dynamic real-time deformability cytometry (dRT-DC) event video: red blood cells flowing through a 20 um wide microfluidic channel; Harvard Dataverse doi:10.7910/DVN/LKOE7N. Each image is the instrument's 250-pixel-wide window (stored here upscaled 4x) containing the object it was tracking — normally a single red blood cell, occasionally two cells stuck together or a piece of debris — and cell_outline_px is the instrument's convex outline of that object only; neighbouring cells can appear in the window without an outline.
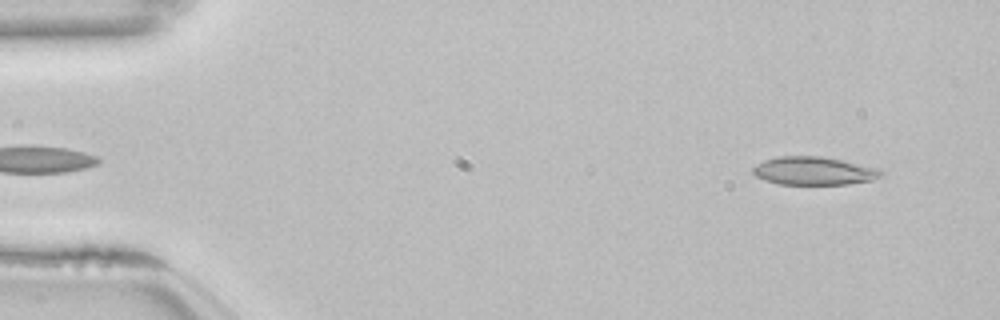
{"species": "common noctule bat (a hibernating species)", "species_latin": "Nyctalus noctula", "temperature_condition": "room temperature", "stored_images_in_passage": 51, "camera_frame_rate_fps": 3000, "um_per_image_px": 0.085, "animal": {"sex": "female", "body_mass_g": 22.7, "forearm_length_mm": 54.2}, "frame": {"image": 1, "passage_image": 2, "time_ms": 0.333, "image_size_px": [1000, 320], "cell_outline_px": [[880, 176], [872, 180], [848, 184], [776, 184], [764, 180], [756, 176], [752, 172], [752, 168], [756, 164], [764, 160], [780, 156], [824, 156], [844, 160], [876, 168], [880, 172]], "centroid_in_image_um": [69.11, 14.52], "position_along_channel_um": 15.9, "area_um2": 20.98}}
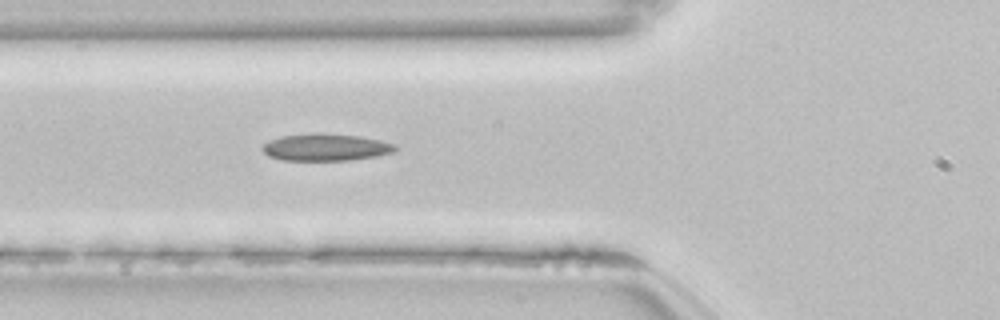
{"frame": {"image": 2, "passage_image": 17, "time_ms": 5.333, "image_size_px": [1000, 320], "cell_outline_px": [[396, 148], [392, 152], [376, 156], [348, 160], [284, 160], [268, 156], [260, 148], [264, 144], [272, 140], [284, 136], [360, 136], [380, 140], [396, 144]], "centroid_in_image_um": [27.72, 12.57], "position_along_channel_um": 98.1, "area_um2": 19.71}}
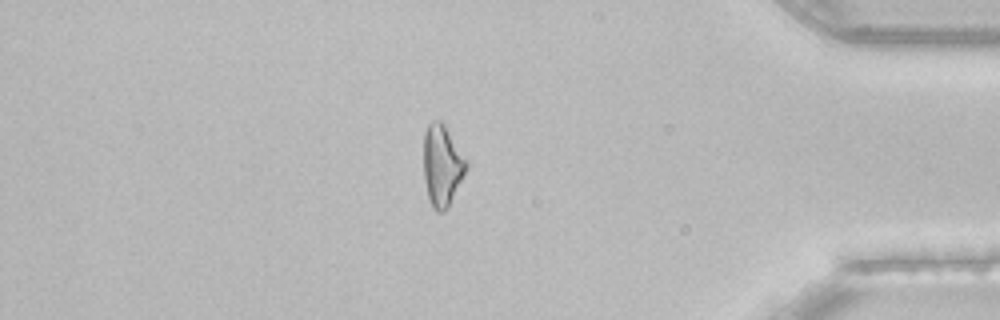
{"frame": {"image": 3, "passage_image": 43, "time_ms": 14.0, "image_size_px": [1000, 320], "cell_outline_px": [[468, 168], [448, 208], [444, 212], [436, 212], [432, 208], [428, 200], [424, 180], [424, 132], [428, 124], [432, 120], [440, 120], [444, 124], [468, 160]], "centroid_in_image_um": [37.59, 14.09], "position_along_channel_um": 397.6, "area_um2": 20.63}, "authors_computed_cell_mechanics": {"area_um2": 20.4034, "velocity_mm_per_s": 3.8496, "shape_relaxation_time_tau1_ms": null, "shape_relaxation_time_tau2_ms": 4.5747, "deformation_change_tau1": null, "deformation_change_tau2": 0.1351}}